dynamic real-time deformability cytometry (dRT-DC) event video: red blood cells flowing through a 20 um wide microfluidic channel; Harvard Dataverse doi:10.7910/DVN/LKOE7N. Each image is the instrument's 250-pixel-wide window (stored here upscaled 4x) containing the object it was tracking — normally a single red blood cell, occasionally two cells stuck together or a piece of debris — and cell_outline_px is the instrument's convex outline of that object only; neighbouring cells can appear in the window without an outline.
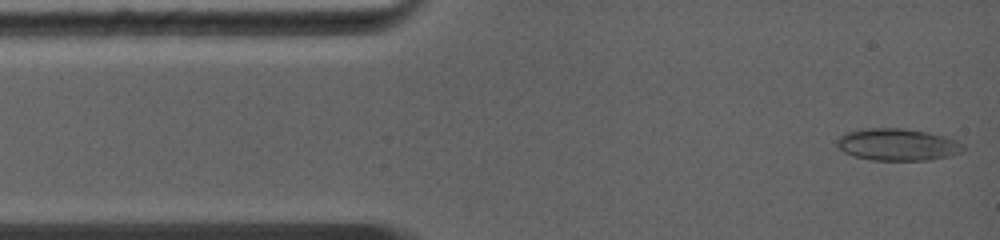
{"species": "common noctule bat (a hibernating species)", "species_latin": "Nyctalus noctula", "temperature_condition": "warm", "stored_images_in_passage": 35, "camera_frame_rate_fps": 5000, "um_per_image_px": 0.085, "animal": {"sex": "female", "body_mass_g": 19.0, "forearm_length_mm": 56.7}, "frame": {"image": 1, "passage_image": 1, "time_ms": 0.0, "image_size_px": [1000, 240], "cell_outline_px": [[964, 152], [948, 156], [928, 160], [872, 160], [852, 156], [844, 152], [836, 144], [836, 140], [844, 132], [864, 128], [900, 128], [924, 132], [944, 136], [956, 140], [964, 144]], "centroid_in_image_um": [76.26, 12.29], "position_along_channel_um": 8.7, "area_um2": 23.64}}
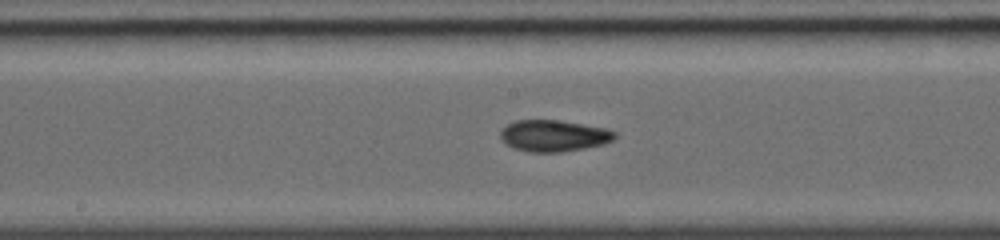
{"frame": {"image": 2, "passage_image": 15, "time_ms": 5.8, "image_size_px": [1000, 240], "cell_outline_px": [[616, 136], [612, 140], [604, 144], [584, 148], [560, 152], [532, 152], [512, 148], [500, 136], [500, 132], [508, 124], [516, 120], [560, 120], [608, 128], [616, 132]], "centroid_in_image_um": [47.1, 11.53], "position_along_channel_um": 201.1, "area_um2": 20.92}}
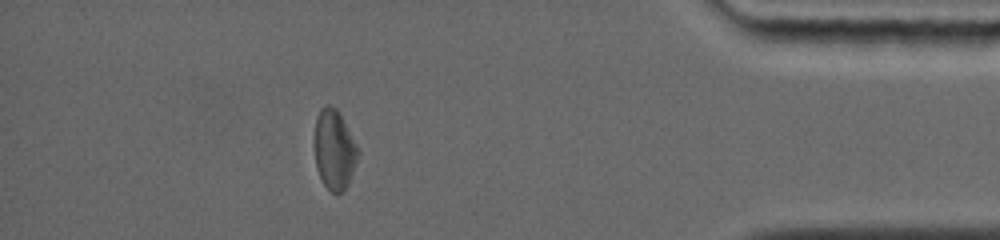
{"frame": {"image": 3, "passage_image": 29, "time_ms": 11.4, "image_size_px": [1000, 240], "cell_outline_px": [[360, 152], [348, 184], [344, 192], [332, 192], [324, 184], [320, 176], [316, 164], [316, 116], [320, 108], [324, 104], [328, 104], [336, 108], [356, 144]], "centroid_in_image_um": [28.43, 12.71], "position_along_channel_um": 406.8, "area_um2": 19.71}, "authors_computed_cell_mechanics": {"area_um2": 20.6346, "velocity_mm_per_s": 4.4516, "shape_relaxation_time_tau1_ms": null, "shape_relaxation_time_tau2_ms": 3.8626, "deformation_change_tau1": null, "deformation_change_tau2": 0.0833}}